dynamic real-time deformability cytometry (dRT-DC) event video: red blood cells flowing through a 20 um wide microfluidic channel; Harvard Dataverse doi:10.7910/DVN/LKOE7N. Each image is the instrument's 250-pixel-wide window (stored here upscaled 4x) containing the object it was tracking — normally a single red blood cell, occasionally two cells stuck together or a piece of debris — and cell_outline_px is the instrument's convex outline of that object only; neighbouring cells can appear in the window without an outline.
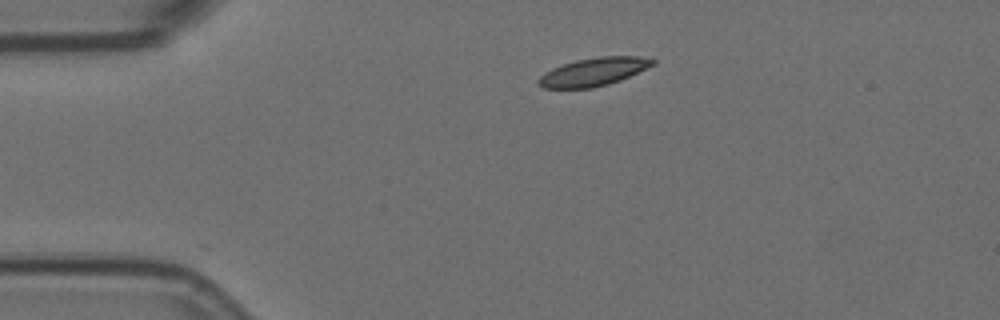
{"species": "Egyptian fruit bat (a non-hibernating species)", "species_latin": "Rousettus aegyptiacus", "temperature_condition": "room temperature", "stored_images_in_passage": 46, "camera_frame_rate_fps": 3000, "um_per_image_px": 0.085, "animal": {"sex": "female"}, "frame": {"image": 1, "passage_image": 1, "time_ms": 0.0, "image_size_px": [1000, 320], "cell_outline_px": [[656, 64], [620, 80], [608, 84], [592, 88], [544, 88], [536, 80], [544, 72], [552, 68], [576, 60], [600, 56], [640, 56], [656, 60]], "centroid_in_image_um": [50.47, 6.1], "position_along_channel_um": 34.5, "area_um2": 18.67}}
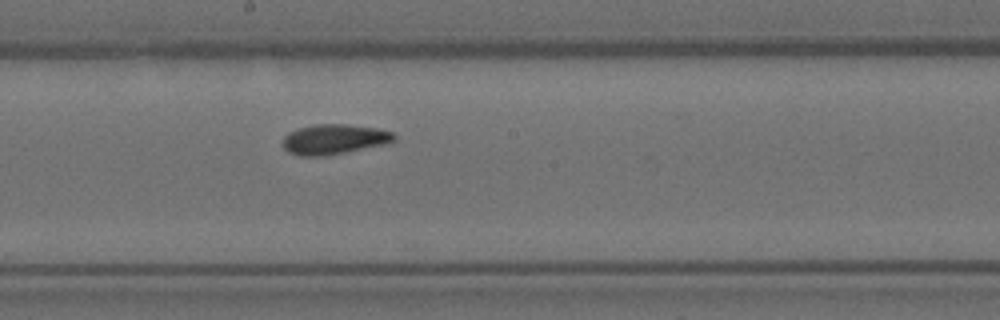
{"frame": {"image": 2, "passage_image": 20, "time_ms": 6.333, "image_size_px": [1000, 320], "cell_outline_px": [[396, 140], [388, 144], [324, 156], [300, 156], [288, 152], [284, 148], [284, 136], [288, 132], [300, 128], [316, 124], [348, 124], [376, 128], [392, 132], [396, 136]], "centroid_in_image_um": [28.43, 11.84], "position_along_channel_um": 219.8, "area_um2": 19.54}}
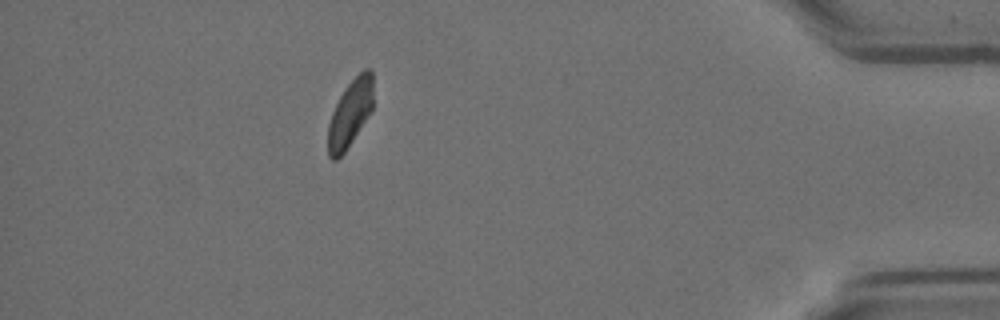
{"frame": {"image": 3, "passage_image": 40, "time_ms": 13.0, "image_size_px": [1000, 320], "cell_outline_px": [[372, 108], [368, 116], [344, 152], [336, 160], [332, 160], [328, 156], [328, 124], [332, 112], [344, 88], [364, 68], [372, 68]], "centroid_in_image_um": [29.75, 9.62], "position_along_channel_um": 405.5, "area_um2": 17.4}, "authors_computed_cell_mechanics": {"area_um2": 18.9295, "velocity_mm_per_s": 3.5408, "shape_relaxation_time_tau1_ms": null, "shape_relaxation_time_tau2_ms": 4.0021, "deformation_change_tau1": null, "deformation_change_tau2": 0.0774}}